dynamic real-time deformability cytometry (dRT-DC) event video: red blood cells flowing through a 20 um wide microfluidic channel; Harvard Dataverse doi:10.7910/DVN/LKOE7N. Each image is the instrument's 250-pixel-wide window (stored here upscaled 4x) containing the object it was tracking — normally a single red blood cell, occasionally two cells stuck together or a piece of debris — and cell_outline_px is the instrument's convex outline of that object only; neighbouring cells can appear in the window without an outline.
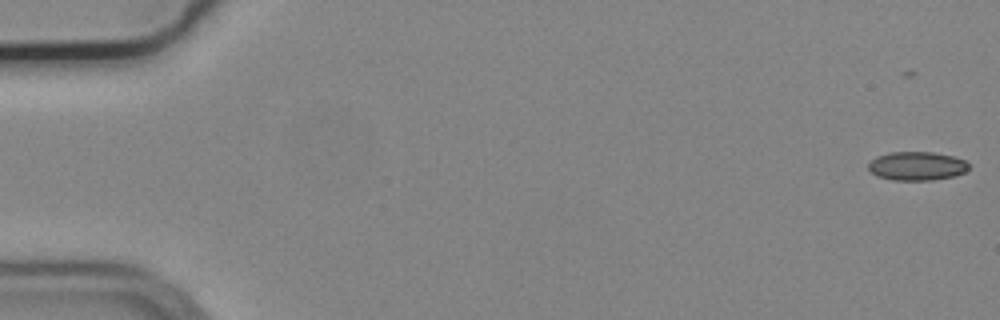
{"species": "common noctule bat (a hibernating species)", "species_latin": "Nyctalus noctula", "temperature_condition": "cold", "stored_images_in_passage": 56, "camera_frame_rate_fps": 3000, "um_per_image_px": 0.085, "animal": {"sex": "male", "body_mass_g": 19.2, "forearm_length_mm": 51.8}, "frame": {"image": 1, "passage_image": 1, "time_ms": 0.0, "image_size_px": [1000, 320], "cell_outline_px": [[968, 168], [964, 172], [956, 176], [932, 180], [892, 180], [876, 176], [868, 168], [868, 164], [876, 156], [888, 152], [932, 152], [952, 156], [964, 160], [968, 164]], "centroid_in_image_um": [77.91, 14.11], "position_along_channel_um": 7.1, "area_um2": 16.82}}
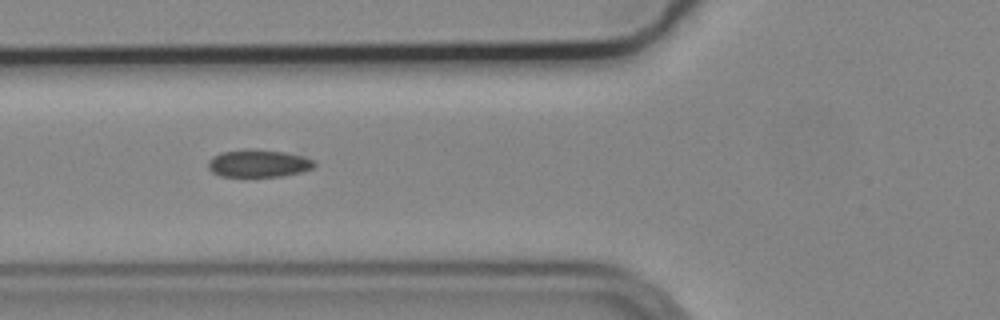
{"frame": {"image": 2, "passage_image": 21, "time_ms": 6.667, "image_size_px": [1000, 320], "cell_outline_px": [[316, 164], [312, 168], [300, 172], [280, 176], [220, 176], [212, 172], [208, 168], [208, 160], [212, 156], [220, 152], [244, 148], [248, 148], [284, 152], [304, 156], [316, 160]], "centroid_in_image_um": [21.95, 13.87], "position_along_channel_um": 103.9, "area_um2": 17.22}}
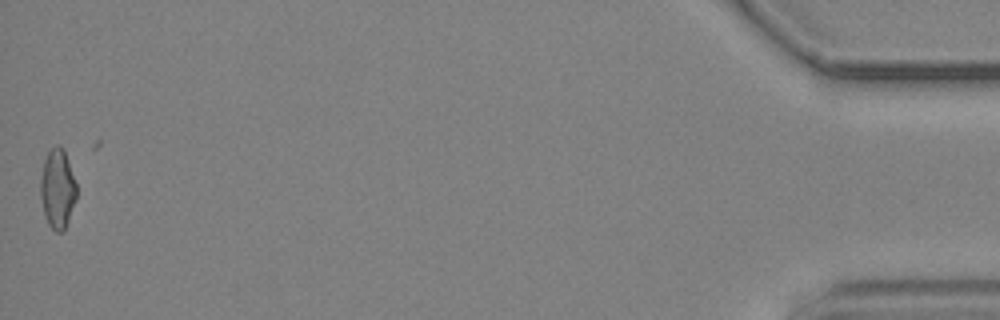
{"frame": {"image": 3, "passage_image": 55, "time_ms": 18.0, "image_size_px": [1000, 320], "cell_outline_px": [[76, 200], [68, 220], [64, 228], [60, 232], [56, 232], [48, 224], [44, 216], [40, 196], [40, 180], [44, 160], [48, 152], [56, 144], [60, 144], [64, 148], [76, 184]], "centroid_in_image_um": [4.88, 16.02], "position_along_channel_um": 430.3, "area_um2": 16.7}, "authors_computed_cell_mechanics": {"area_um2": 16.9932, "velocity_mm_per_s": 3.7467, "shape_relaxation_time_tau1_ms": null, "shape_relaxation_time_tau2_ms": 3.3531, "deformation_change_tau1": null, "deformation_change_tau2": 0.0885}}